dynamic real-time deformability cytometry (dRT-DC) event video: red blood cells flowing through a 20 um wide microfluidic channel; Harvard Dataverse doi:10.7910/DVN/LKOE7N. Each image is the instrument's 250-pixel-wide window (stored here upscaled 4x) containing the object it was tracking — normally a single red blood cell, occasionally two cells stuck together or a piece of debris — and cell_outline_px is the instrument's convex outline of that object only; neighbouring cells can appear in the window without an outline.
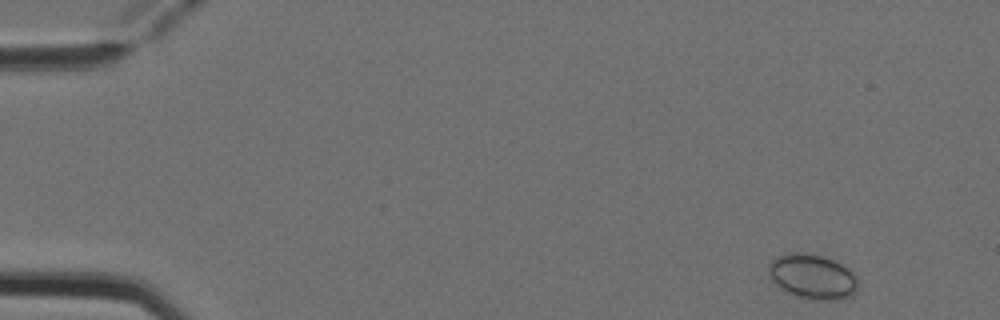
{"species": "Egyptian fruit bat (a non-hibernating species)", "species_latin": "Rousettus aegyptiacus", "temperature_condition": "cold", "stored_images_in_passage": 3, "camera_frame_rate_fps": 3000, "um_per_image_px": 0.085, "animal": {"sex": "female"}, "frame": {"image": 1, "passage_image": 1, "time_ms": 0.0, "image_size_px": [1000, 320], "cell_outline_px": [[856, 288], [848, 296], [832, 300], [812, 300], [796, 296], [780, 288], [772, 280], [768, 268], [768, 264], [772, 260], [780, 256], [792, 252], [796, 252], [824, 256], [848, 268], [856, 276]], "centroid_in_image_um": [69.03, 23.51], "position_along_channel_um": 16.0, "area_um2": 22.89}}